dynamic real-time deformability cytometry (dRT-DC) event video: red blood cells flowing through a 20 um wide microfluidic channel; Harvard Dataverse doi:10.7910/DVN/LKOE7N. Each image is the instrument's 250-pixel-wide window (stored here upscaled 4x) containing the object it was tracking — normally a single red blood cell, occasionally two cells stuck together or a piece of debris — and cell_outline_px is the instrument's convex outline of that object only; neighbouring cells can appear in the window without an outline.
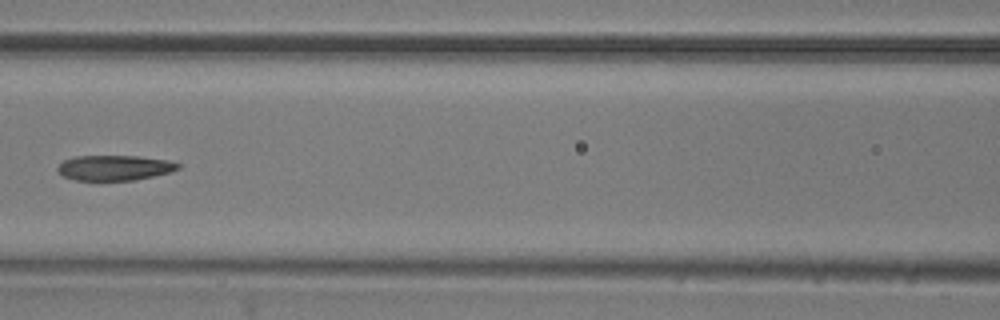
{"species": "common noctule bat (a hibernating species)", "species_latin": "Nyctalus noctula", "temperature_condition": "room temperature", "stored_images_in_passage": 8, "camera_frame_rate_fps": 3000, "um_per_image_px": 0.085, "animal": {"sex": "male", "body_mass_g": 20.5, "forearm_length_mm": 52.5}, "frame": {"image": 1, "passage_image": 7, "time_ms": 2.0, "image_size_px": [1000, 320], "cell_outline_px": [[180, 168], [172, 172], [136, 180], [76, 180], [64, 176], [56, 168], [64, 160], [76, 156], [140, 156], [168, 160], [180, 164]], "centroid_in_image_um": [9.78, 14.26], "position_along_channel_um": 156.8, "area_um2": 17.69}}
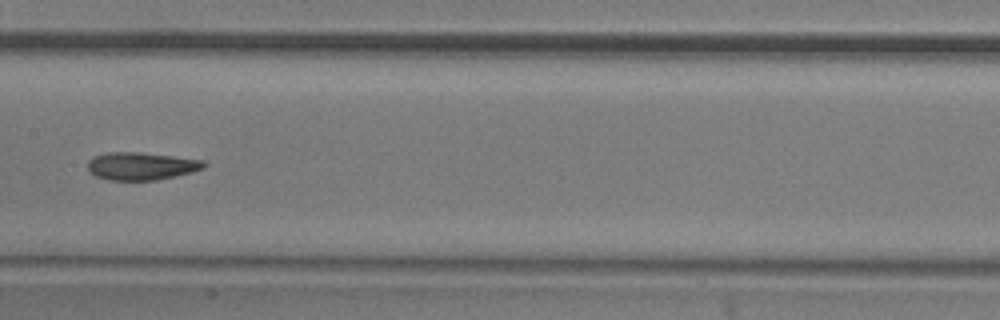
{"frame": {"image": 2, "passage_image": 8, "time_ms": 2.333, "image_size_px": [1000, 320], "cell_outline_px": [[208, 164], [204, 168], [192, 172], [156, 180], [108, 180], [96, 176], [88, 172], [88, 160], [92, 156], [108, 152], [140, 152], [204, 160]], "centroid_in_image_um": [11.99, 14.11], "position_along_channel_um": 195.4, "area_um2": 18.9}}